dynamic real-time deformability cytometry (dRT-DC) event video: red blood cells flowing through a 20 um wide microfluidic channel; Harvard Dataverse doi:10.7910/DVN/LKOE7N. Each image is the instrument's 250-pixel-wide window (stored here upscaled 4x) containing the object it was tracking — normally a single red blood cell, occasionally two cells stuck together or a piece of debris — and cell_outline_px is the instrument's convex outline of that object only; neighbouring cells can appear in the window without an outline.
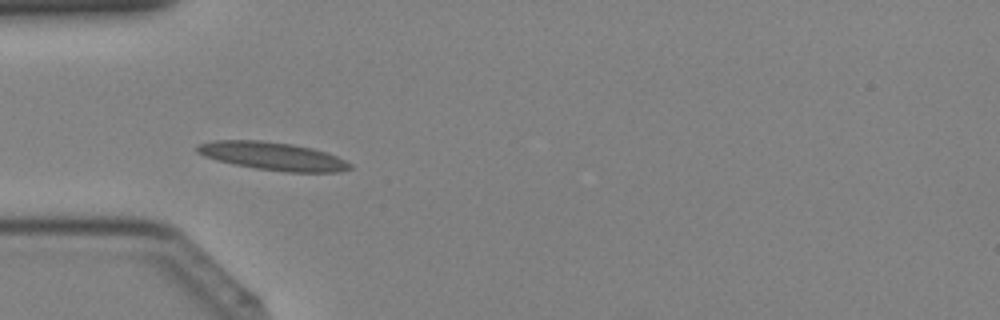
{"species": "Egyptian fruit bat (a non-hibernating species)", "species_latin": "Rousettus aegyptiacus", "temperature_condition": "cold", "stored_images_in_passage": 4, "camera_frame_rate_fps": 3000, "um_per_image_px": 0.085, "animal": {"sex": "female"}, "frame": {"image": 1, "passage_image": 4, "time_ms": 1.0, "image_size_px": [1000, 320], "cell_outline_px": [[352, 168], [340, 172], [284, 172], [256, 168], [216, 160], [204, 156], [196, 152], [196, 148], [200, 144], [212, 140], [260, 140], [292, 144], [312, 148], [336, 156], [352, 164]], "centroid_in_image_um": [23.18, 13.27], "position_along_channel_um": 61.8, "area_um2": 24.85}}